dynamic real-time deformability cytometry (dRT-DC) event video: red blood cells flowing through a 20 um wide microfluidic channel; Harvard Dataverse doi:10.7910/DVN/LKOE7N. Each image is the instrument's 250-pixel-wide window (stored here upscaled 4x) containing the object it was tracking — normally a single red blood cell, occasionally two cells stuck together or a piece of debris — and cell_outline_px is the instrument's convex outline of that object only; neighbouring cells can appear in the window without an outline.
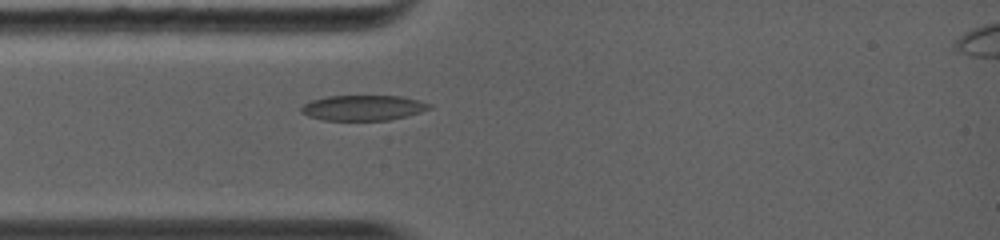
{"species": "common noctule bat (a hibernating species)", "species_latin": "Nyctalus noctula", "temperature_condition": "warm", "stored_images_in_passage": 1, "camera_frame_rate_fps": 5000, "um_per_image_px": 0.085, "animal": {"sex": "female", "body_mass_g": 19.0, "forearm_length_mm": 56.7}, "frame": {"image": 1, "passage_image": 1, "time_ms": 0.0, "image_size_px": [1000, 240], "cell_outline_px": [[432, 108], [408, 116], [388, 120], [324, 120], [308, 116], [300, 112], [300, 108], [304, 104], [312, 100], [328, 96], [404, 96], [420, 100], [432, 104]], "centroid_in_image_um": [30.9, 9.16], "position_along_channel_um": 54.1, "area_um2": 19.02}}